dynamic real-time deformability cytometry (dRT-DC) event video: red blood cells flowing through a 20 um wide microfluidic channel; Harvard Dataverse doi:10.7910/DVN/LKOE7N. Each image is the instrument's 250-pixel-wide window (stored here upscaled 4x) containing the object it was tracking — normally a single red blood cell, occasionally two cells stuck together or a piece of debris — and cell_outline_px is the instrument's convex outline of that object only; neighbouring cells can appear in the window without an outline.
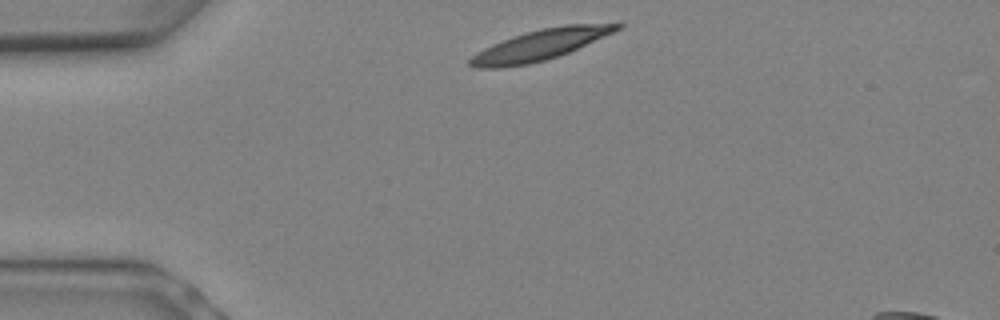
{"species": "Egyptian fruit bat (a non-hibernating species)", "species_latin": "Rousettus aegyptiacus", "temperature_condition": "warm", "stored_images_in_passage": 4, "camera_frame_rate_fps": 3000, "um_per_image_px": 0.085, "animal": {"sex": "female"}, "frame": {"image": 1, "passage_image": 1, "time_ms": 0.0, "image_size_px": [1000, 320], "cell_outline_px": [[624, 24], [620, 28], [612, 32], [568, 52], [544, 60], [528, 64], [504, 68], [476, 68], [468, 64], [468, 60], [472, 56], [484, 48], [492, 44], [528, 32], [544, 28], [568, 24]], "centroid_in_image_um": [45.83, 3.84], "position_along_channel_um": 39.2, "area_um2": 25.32}}
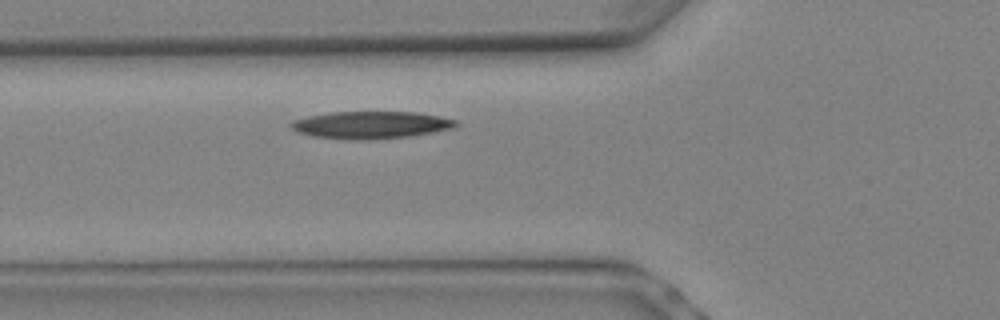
{"frame": {"image": 2, "passage_image": 4, "time_ms": 1.0, "image_size_px": [1000, 320], "cell_outline_px": [[460, 124], [456, 128], [408, 136], [368, 140], [356, 140], [312, 136], [300, 132], [292, 128], [288, 124], [292, 120], [308, 116], [332, 112], [416, 112], [456, 120]], "centroid_in_image_um": [31.53, 10.62], "position_along_channel_um": 94.3, "area_um2": 26.13}}